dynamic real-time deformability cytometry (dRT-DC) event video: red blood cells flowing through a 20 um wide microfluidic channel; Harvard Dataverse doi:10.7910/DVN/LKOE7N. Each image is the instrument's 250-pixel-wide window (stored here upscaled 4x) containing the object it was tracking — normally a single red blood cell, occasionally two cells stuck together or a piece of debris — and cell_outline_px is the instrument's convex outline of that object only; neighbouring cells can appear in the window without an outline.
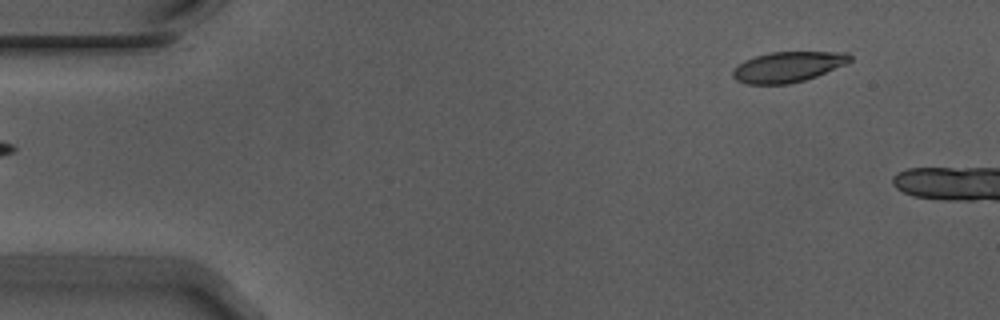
{"species": "Egyptian fruit bat (a non-hibernating species)", "species_latin": "Rousettus aegyptiacus", "temperature_condition": "warm", "stored_images_in_passage": 5, "camera_frame_rate_fps": 3000, "um_per_image_px": 0.085, "animal": {"sex": "male"}, "frame": {"image": 1, "passage_image": 1, "time_ms": 0.0, "image_size_px": [1000, 320], "cell_outline_px": [[852, 60], [844, 64], [816, 76], [804, 80], [788, 84], [744, 84], [736, 80], [732, 76], [732, 68], [744, 60], [768, 52], [848, 52], [852, 56]], "centroid_in_image_um": [66.92, 5.68], "position_along_channel_um": 18.1, "area_um2": 20.81}}